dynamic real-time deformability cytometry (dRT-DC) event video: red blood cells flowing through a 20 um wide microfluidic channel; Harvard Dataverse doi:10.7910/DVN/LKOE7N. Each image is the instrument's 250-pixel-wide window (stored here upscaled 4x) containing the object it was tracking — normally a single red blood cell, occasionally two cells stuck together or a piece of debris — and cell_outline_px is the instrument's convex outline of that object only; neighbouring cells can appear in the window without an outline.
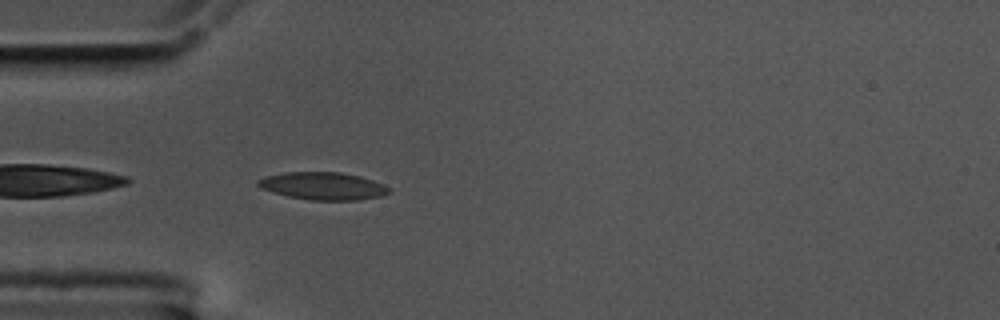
{"species": "common noctule bat (a hibernating species)", "species_latin": "Nyctalus noctula", "temperature_condition": "cold", "stored_images_in_passage": 42, "camera_frame_rate_fps": 3000, "um_per_image_px": 0.085, "animal": {"sex": "male", "body_mass_g": 17.5, "forearm_length_mm": 52.3}, "frame": {"image": 1, "passage_image": 2, "time_ms": 0.333, "image_size_px": [1000, 320], "cell_outline_px": [[388, 192], [380, 196], [356, 200], [312, 200], [288, 196], [260, 188], [256, 184], [256, 180], [264, 176], [284, 172], [340, 172], [360, 176], [384, 184], [388, 188]], "centroid_in_image_um": [27.4, 15.79], "position_along_channel_um": 57.6, "area_um2": 20.92}}
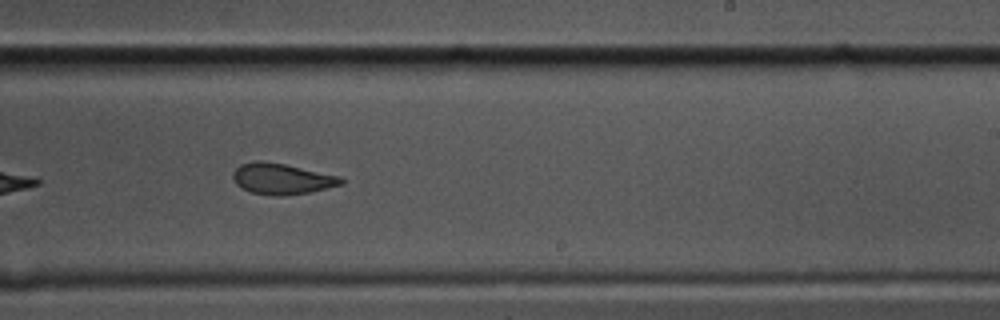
{"frame": {"image": 2, "passage_image": 20, "time_ms": 6.333, "image_size_px": [1000, 320], "cell_outline_px": [[344, 184], [308, 192], [284, 196], [272, 196], [252, 192], [236, 184], [232, 176], [232, 172], [240, 164], [260, 160], [284, 164], [340, 176], [344, 180]], "centroid_in_image_um": [23.95, 15.2], "position_along_channel_um": 265.1, "area_um2": 19.36}}
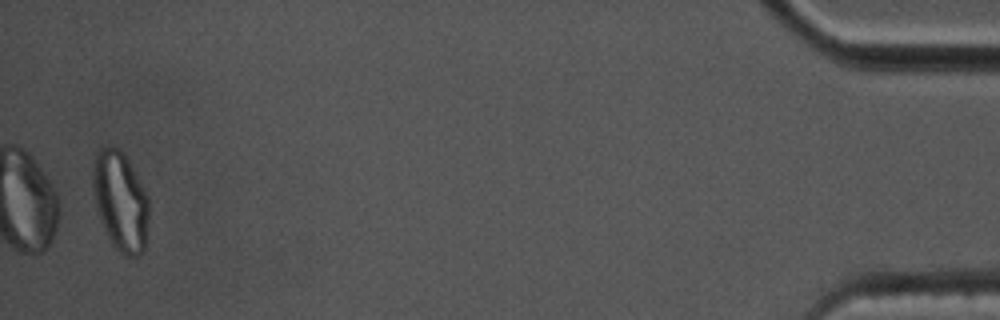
{"frame": {"image": 3, "passage_image": 41, "time_ms": 13.333, "image_size_px": [1000, 320], "cell_outline_px": [[148, 220], [144, 252], [140, 256], [124, 256], [112, 244], [104, 228], [96, 204], [92, 184], [92, 172], [96, 152], [100, 148], [108, 144], [120, 148], [128, 160], [144, 188], [148, 196]], "centroid_in_image_um": [10.24, 17.07], "position_along_channel_um": 425.0, "area_um2": 32.48}, "authors_computed_cell_mechanics": {"area_um2": 20.23, "velocity_mm_per_s": 3.5212, "shape_relaxation_time_tau1_ms": 9.4929, "shape_relaxation_time_tau2_ms": 1.3287, "deformation_change_tau1": 0.2174, "deformation_change_tau2": 0.071}}